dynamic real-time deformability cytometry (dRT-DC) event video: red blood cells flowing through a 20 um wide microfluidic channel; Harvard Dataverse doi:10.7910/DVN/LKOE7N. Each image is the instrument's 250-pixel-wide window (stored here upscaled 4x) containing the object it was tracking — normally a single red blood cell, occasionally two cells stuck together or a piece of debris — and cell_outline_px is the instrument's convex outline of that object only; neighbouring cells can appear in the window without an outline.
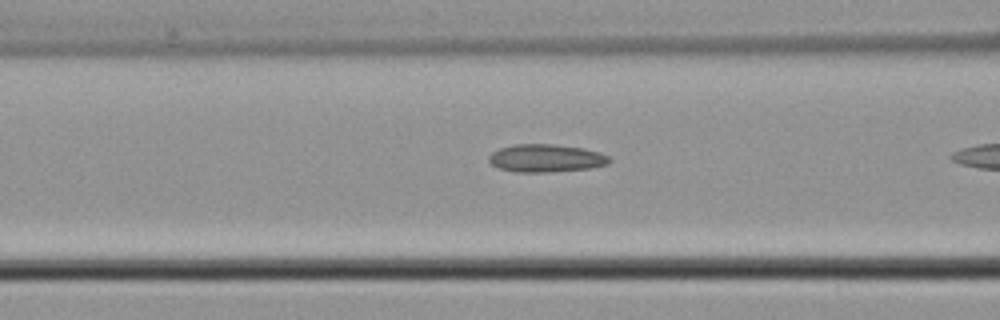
{"species": "common noctule bat (a hibernating species)", "species_latin": "Nyctalus noctula", "temperature_condition": "cold", "stored_images_in_passage": 8, "camera_frame_rate_fps": 3000, "um_per_image_px": 0.085, "animal": {"sex": "male", "body_mass_g": 21.5, "forearm_length_mm": 52.0}, "frame": {"image": 1, "passage_image": 7, "time_ms": 2.0, "image_size_px": [1000, 320], "cell_outline_px": [[612, 160], [608, 164], [592, 168], [548, 172], [516, 172], [500, 168], [492, 164], [488, 160], [488, 156], [492, 152], [500, 148], [516, 144], [552, 144], [584, 148], [600, 152], [608, 156]], "centroid_in_image_um": [46.43, 13.44], "position_along_channel_um": 120.2, "area_um2": 19.59}}